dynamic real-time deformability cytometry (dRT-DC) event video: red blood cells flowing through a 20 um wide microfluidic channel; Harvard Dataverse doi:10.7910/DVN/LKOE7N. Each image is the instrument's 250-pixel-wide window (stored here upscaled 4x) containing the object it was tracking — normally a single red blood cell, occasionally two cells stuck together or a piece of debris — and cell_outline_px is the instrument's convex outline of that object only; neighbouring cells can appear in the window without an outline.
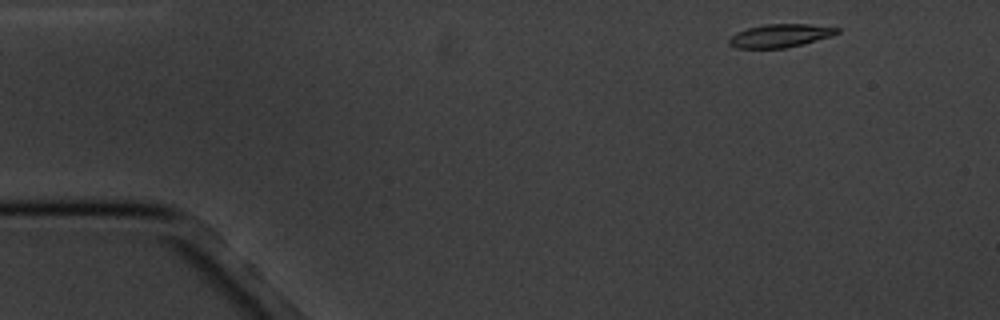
{"species": "common noctule bat (a hibernating species)", "species_latin": "Nyctalus noctula", "temperature_condition": "cold", "stored_images_in_passage": 4, "camera_frame_rate_fps": 3000, "um_per_image_px": 0.085, "animal": {"sex": "male", "body_mass_g": 20.1, "forearm_length_mm": 53.5}, "frame": {"image": 1, "passage_image": 1, "time_ms": 0.0, "image_size_px": [1000, 320], "cell_outline_px": [[840, 32], [832, 36], [784, 48], [736, 48], [728, 44], [728, 40], [736, 32], [748, 28], [764, 24], [808, 24], [840, 28]], "centroid_in_image_um": [66.3, 3.03], "position_along_channel_um": 18.7, "area_um2": 14.51}}
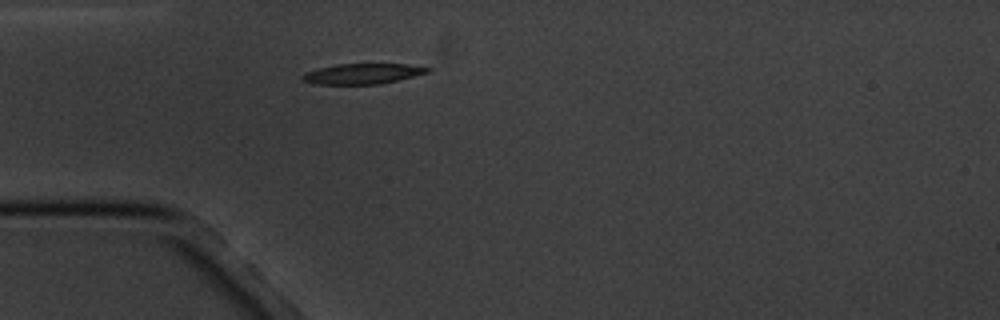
{"frame": {"image": 2, "passage_image": 4, "time_ms": 3.333, "image_size_px": [1000, 320], "cell_outline_px": [[432, 68], [428, 72], [380, 84], [316, 84], [300, 80], [300, 76], [304, 72], [336, 64], [408, 64]], "centroid_in_image_um": [30.76, 6.26], "position_along_channel_um": 54.2, "area_um2": 14.8}}